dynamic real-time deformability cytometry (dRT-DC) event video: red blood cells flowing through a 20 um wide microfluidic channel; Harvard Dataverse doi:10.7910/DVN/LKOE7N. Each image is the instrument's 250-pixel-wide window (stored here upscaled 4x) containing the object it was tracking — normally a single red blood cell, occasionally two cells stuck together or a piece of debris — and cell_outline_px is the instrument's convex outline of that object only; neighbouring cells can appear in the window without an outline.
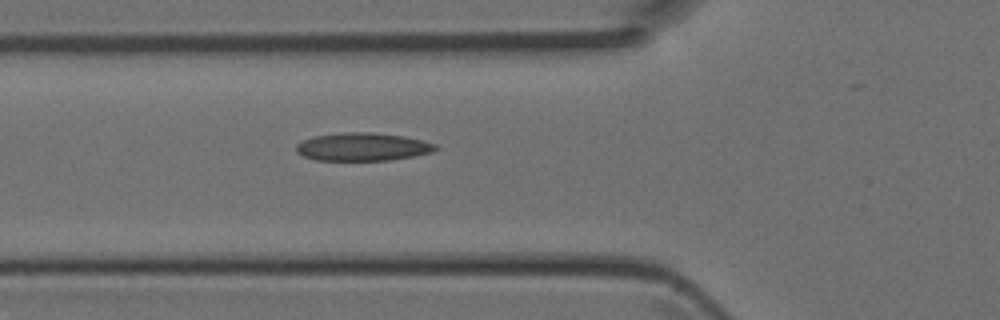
{"species": "Egyptian fruit bat (a non-hibernating species)", "species_latin": "Rousettus aegyptiacus", "temperature_condition": "room temperature", "stored_images_in_passage": 5, "camera_frame_rate_fps": 3000, "um_per_image_px": 0.085, "animal": {"sex": "female"}, "frame": {"image": 1, "passage_image": 5, "time_ms": 1.333, "image_size_px": [1000, 320], "cell_outline_px": [[440, 148], [432, 152], [412, 156], [388, 160], [316, 160], [304, 156], [296, 152], [296, 144], [312, 136], [344, 132], [372, 132], [404, 136], [436, 144]], "centroid_in_image_um": [30.81, 12.47], "position_along_channel_um": 95.0, "area_um2": 22.72}}